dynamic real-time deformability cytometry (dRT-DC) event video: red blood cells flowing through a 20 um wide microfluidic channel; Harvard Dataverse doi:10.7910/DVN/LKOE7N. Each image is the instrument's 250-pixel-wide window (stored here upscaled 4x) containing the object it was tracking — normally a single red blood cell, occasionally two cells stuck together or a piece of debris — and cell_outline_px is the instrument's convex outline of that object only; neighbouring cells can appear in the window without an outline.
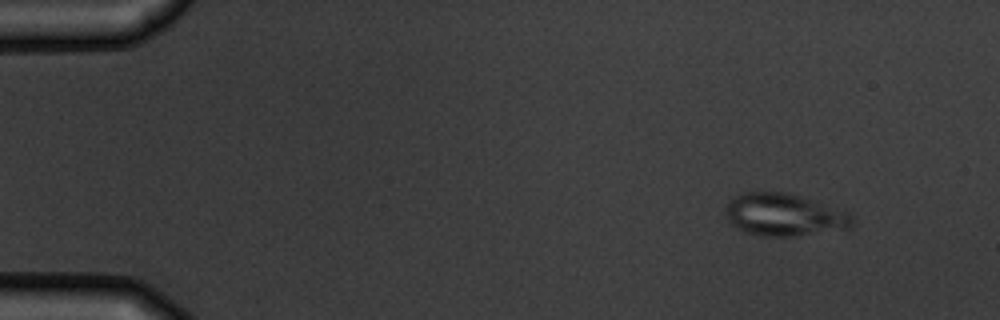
{"species": "common noctule bat (a hibernating species)", "species_latin": "Nyctalus noctula", "temperature_condition": "warm", "stored_images_in_passage": 4, "camera_frame_rate_fps": 3000, "um_per_image_px": 0.085, "animal": {"sex": "male", "body_mass_g": 19.5, "forearm_length_mm": 54.6}, "frame": {"image": 1, "passage_image": 1, "time_ms": 0.0, "image_size_px": [1000, 320], "cell_outline_px": [[852, 224], [848, 228], [796, 236], [764, 236], [744, 232], [736, 228], [724, 216], [724, 204], [740, 192], [784, 192], [800, 196], [848, 212], [852, 216]], "centroid_in_image_um": [66.56, 18.25], "position_along_channel_um": 18.4, "area_um2": 31.33}}